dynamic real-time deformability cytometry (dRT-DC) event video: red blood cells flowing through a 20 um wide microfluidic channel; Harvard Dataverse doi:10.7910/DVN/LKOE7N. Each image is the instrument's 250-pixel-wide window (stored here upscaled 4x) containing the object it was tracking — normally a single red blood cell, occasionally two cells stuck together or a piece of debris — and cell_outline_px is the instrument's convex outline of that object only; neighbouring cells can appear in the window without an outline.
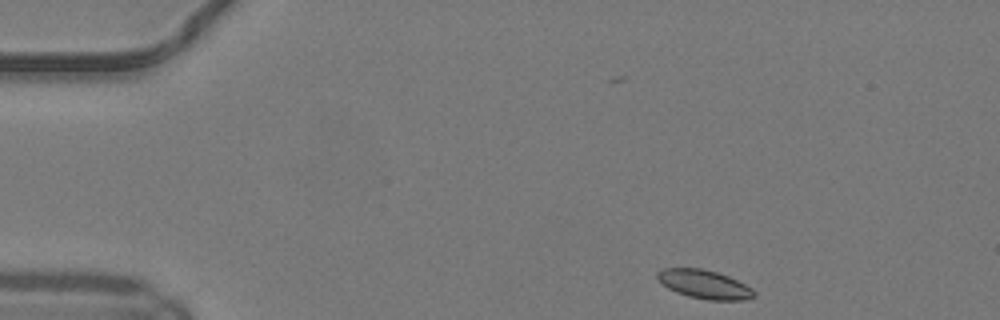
{"species": "common noctule bat (a hibernating species)", "species_latin": "Nyctalus noctula", "temperature_condition": "warm", "stored_images_in_passage": 39, "camera_frame_rate_fps": 3000, "um_per_image_px": 0.085, "animal": {"sex": "male", "body_mass_g": 19.2, "forearm_length_mm": 51.8}, "frame": {"image": 1, "passage_image": 1, "time_ms": 0.0, "image_size_px": [1000, 320], "cell_outline_px": [[756, 296], [744, 300], [708, 300], [688, 296], [676, 292], [668, 288], [656, 280], [656, 272], [664, 268], [700, 268], [716, 272], [728, 276], [752, 288], [756, 292]], "centroid_in_image_um": [59.84, 24.17], "position_along_channel_um": 25.2, "area_um2": 16.24}}
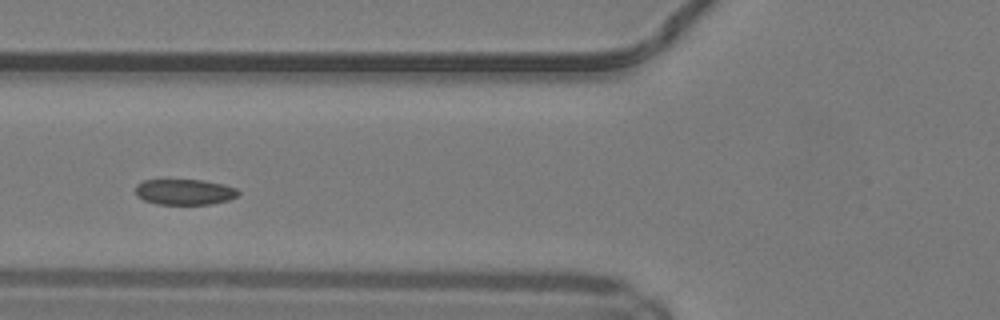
{"frame": {"image": 2, "passage_image": 13, "time_ms": 4.0, "image_size_px": [1000, 320], "cell_outline_px": [[240, 192], [236, 196], [228, 200], [212, 204], [156, 204], [144, 200], [136, 196], [136, 184], [144, 180], [200, 180], [224, 184], [236, 188]], "centroid_in_image_um": [15.68, 16.31], "position_along_channel_um": 110.1, "area_um2": 15.37}}
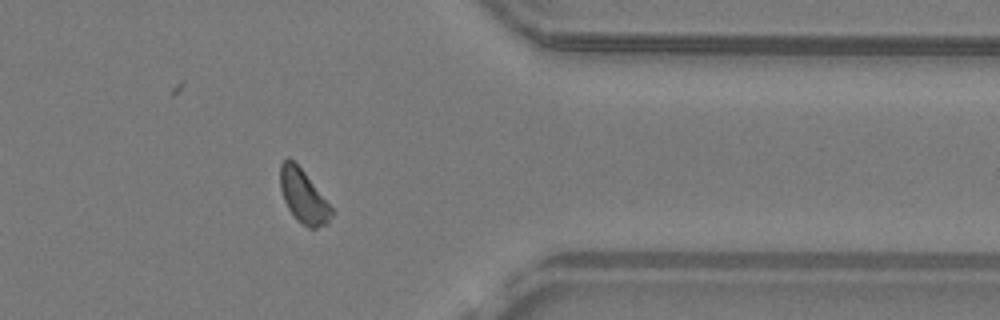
{"frame": {"image": 3, "passage_image": 34, "time_ms": 11.0, "image_size_px": [1000, 320], "cell_outline_px": [[336, 212], [328, 224], [316, 228], [308, 228], [296, 220], [288, 208], [284, 200], [280, 188], [280, 164], [288, 156], [304, 172]], "centroid_in_image_um": [25.81, 16.73], "position_along_channel_um": 385.6, "area_um2": 16.07}, "authors_computed_cell_mechanics": {"area_um2": 16.0684, "velocity_mm_per_s": 4.1269, "shape_relaxation_time_tau1_ms": 5.4321, "shape_relaxation_time_tau2_ms": null, "deformation_change_tau1": 0.0718, "deformation_change_tau2": null}}